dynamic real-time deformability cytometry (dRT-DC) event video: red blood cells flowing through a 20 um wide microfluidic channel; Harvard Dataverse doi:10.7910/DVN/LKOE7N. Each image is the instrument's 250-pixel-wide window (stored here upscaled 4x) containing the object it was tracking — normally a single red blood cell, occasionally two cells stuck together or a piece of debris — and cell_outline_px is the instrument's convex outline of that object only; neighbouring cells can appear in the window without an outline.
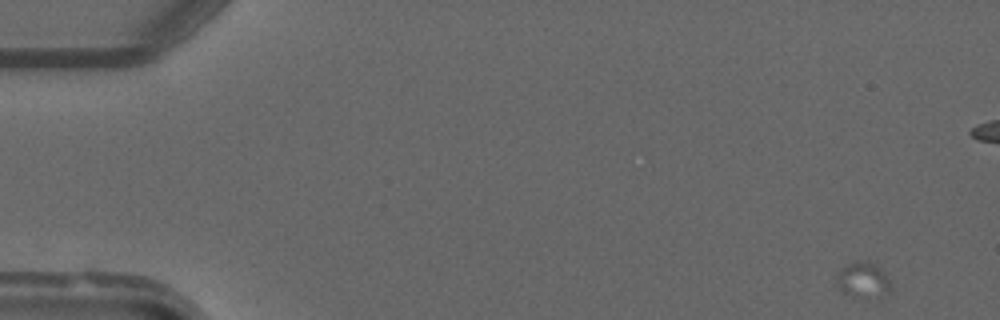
{"species": "common noctule bat (a hibernating species)", "species_latin": "Nyctalus noctula", "temperature_condition": "warm", "stored_images_in_passage": 5, "camera_frame_rate_fps": 3000, "um_per_image_px": 0.085, "animal": {"sex": "male", "forearm_length_mm": 52.5}, "frame": {"image": 1, "passage_image": 1, "time_ms": 0.0, "image_size_px": [1000, 320], "cell_outline_px": [[892, 284], [884, 292], [840, 292], [836, 288], [836, 280], [840, 268], [856, 260], [868, 260], [880, 268], [884, 272]], "centroid_in_image_um": [73.27, 23.63], "position_along_channel_um": 11.7, "area_um2": 10.12}}